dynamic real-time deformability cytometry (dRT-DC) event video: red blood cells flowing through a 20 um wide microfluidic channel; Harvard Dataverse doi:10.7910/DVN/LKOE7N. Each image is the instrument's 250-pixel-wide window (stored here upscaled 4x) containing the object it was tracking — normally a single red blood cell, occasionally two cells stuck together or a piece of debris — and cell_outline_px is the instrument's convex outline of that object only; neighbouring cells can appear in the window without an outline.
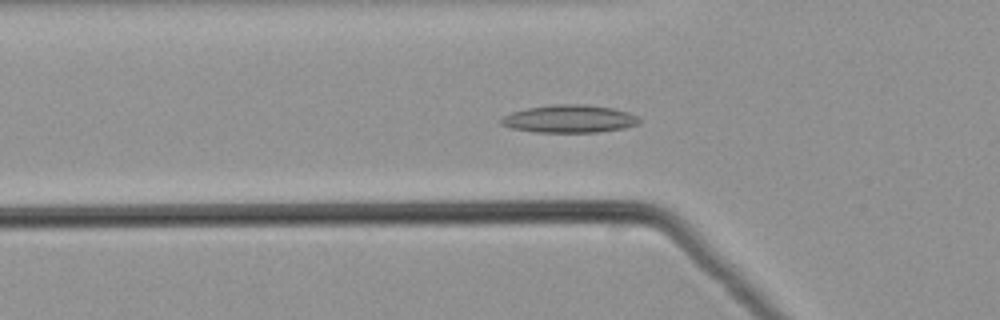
{"species": "common noctule bat (a hibernating species)", "species_latin": "Nyctalus noctula", "temperature_condition": "warm", "stored_images_in_passage": 46, "camera_frame_rate_fps": 3000, "um_per_image_px": 0.085, "animal": {"sex": "male", "body_mass_g": 21.5, "forearm_length_mm": 52.0}, "frame": {"image": 1, "passage_image": 12, "time_ms": 3.667, "image_size_px": [1000, 320], "cell_outline_px": [[640, 124], [624, 128], [596, 132], [536, 132], [512, 128], [500, 124], [500, 120], [504, 116], [512, 112], [524, 108], [552, 104], [584, 104], [612, 108], [628, 112], [636, 116], [640, 120]], "centroid_in_image_um": [48.39, 10.09], "position_along_channel_um": 77.4, "area_um2": 22.37}}
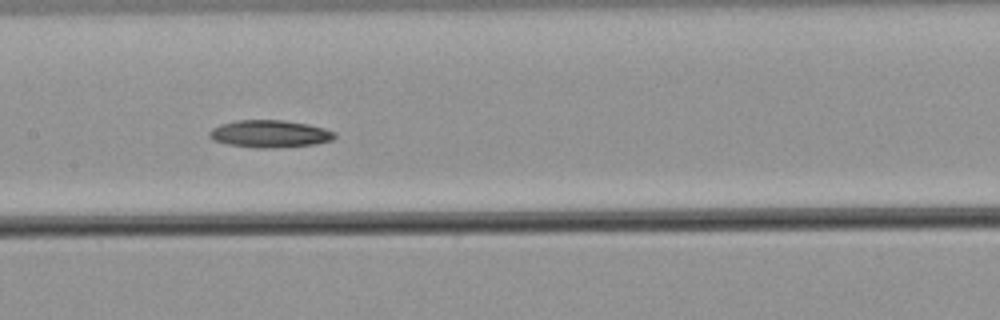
{"frame": {"image": 2, "passage_image": 20, "time_ms": 6.333, "image_size_px": [1000, 320], "cell_outline_px": [[336, 136], [332, 140], [316, 144], [276, 148], [256, 148], [228, 144], [212, 140], [208, 136], [208, 132], [212, 128], [220, 124], [236, 120], [284, 120], [308, 124], [324, 128], [336, 132]], "centroid_in_image_um": [22.92, 11.37], "position_along_channel_um": 184.5, "area_um2": 20.17}}
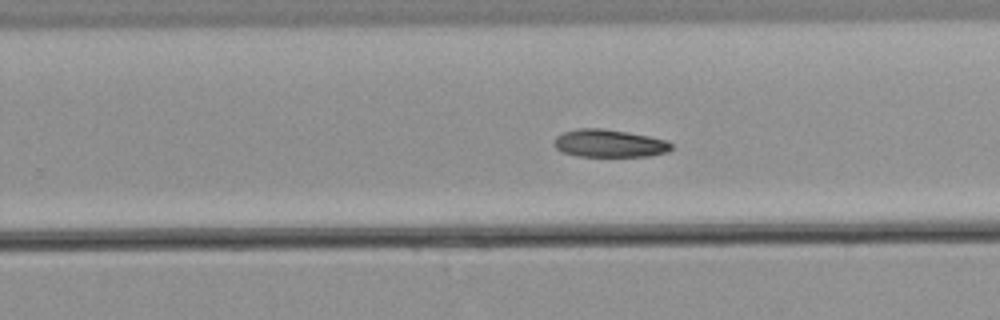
{"frame": {"image": 3, "passage_image": 27, "time_ms": 8.667, "image_size_px": [1000, 320], "cell_outline_px": [[672, 148], [668, 152], [652, 156], [576, 156], [560, 152], [552, 144], [552, 140], [560, 132], [576, 128], [604, 128], [628, 132], [668, 140], [672, 144]], "centroid_in_image_um": [51.74, 12.18], "position_along_channel_um": 278.1, "area_um2": 19.42}}